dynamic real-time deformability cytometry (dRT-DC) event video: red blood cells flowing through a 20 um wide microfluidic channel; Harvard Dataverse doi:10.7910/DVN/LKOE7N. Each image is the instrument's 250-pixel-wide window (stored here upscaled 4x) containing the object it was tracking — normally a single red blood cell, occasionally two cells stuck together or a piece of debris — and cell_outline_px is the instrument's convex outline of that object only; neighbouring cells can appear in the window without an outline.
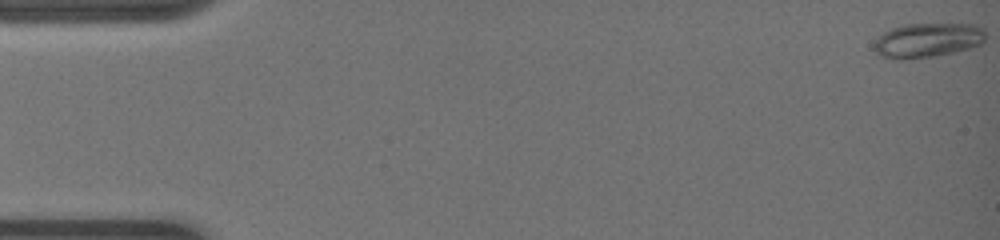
{"species": "common noctule bat (a hibernating species)", "species_latin": "Nyctalus noctula", "temperature_condition": "warm", "stored_images_in_passage": 55, "camera_frame_rate_fps": 3000, "um_per_image_px": 0.085, "animal": {"sex": "female", "body_mass_g": 19.0, "forearm_length_mm": 51.5}, "frame": {"image": 1, "passage_image": 1, "time_ms": 0.0, "image_size_px": [1000, 240], "cell_outline_px": [[984, 40], [980, 44], [968, 48], [936, 56], [900, 60], [880, 56], [872, 48], [872, 44], [884, 32], [892, 28], [904, 24], [976, 24], [984, 28]], "centroid_in_image_um": [78.8, 3.42], "position_along_channel_um": 6.2, "area_um2": 22.43}}
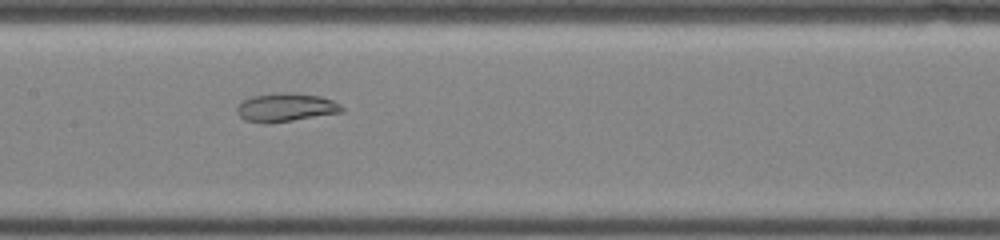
{"frame": {"image": 2, "passage_image": 29, "time_ms": 9.333, "image_size_px": [1000, 240], "cell_outline_px": [[344, 112], [268, 124], [264, 124], [244, 120], [236, 112], [236, 108], [240, 100], [252, 96], [276, 92], [296, 92], [320, 96], [332, 100], [340, 104], [344, 108]], "centroid_in_image_um": [24.26, 9.12], "position_along_channel_um": 183.1, "area_um2": 17.86}}
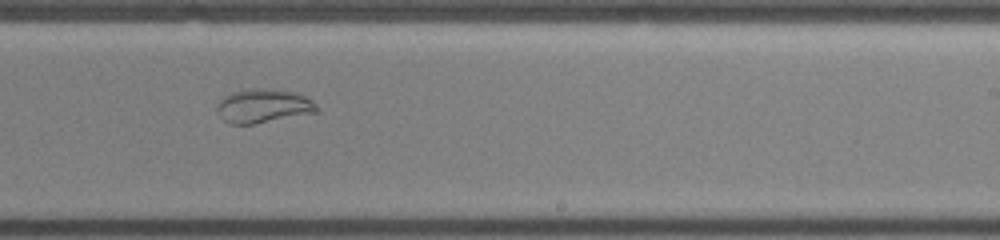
{"frame": {"image": 3, "passage_image": 36, "time_ms": 11.667, "image_size_px": [1000, 240], "cell_outline_px": [[316, 112], [252, 124], [228, 124], [216, 112], [216, 104], [224, 96], [232, 92], [244, 88], [272, 88], [300, 92], [312, 100], [316, 104]], "centroid_in_image_um": [22.34, 8.97], "position_along_channel_um": 266.7, "area_um2": 20.0}}